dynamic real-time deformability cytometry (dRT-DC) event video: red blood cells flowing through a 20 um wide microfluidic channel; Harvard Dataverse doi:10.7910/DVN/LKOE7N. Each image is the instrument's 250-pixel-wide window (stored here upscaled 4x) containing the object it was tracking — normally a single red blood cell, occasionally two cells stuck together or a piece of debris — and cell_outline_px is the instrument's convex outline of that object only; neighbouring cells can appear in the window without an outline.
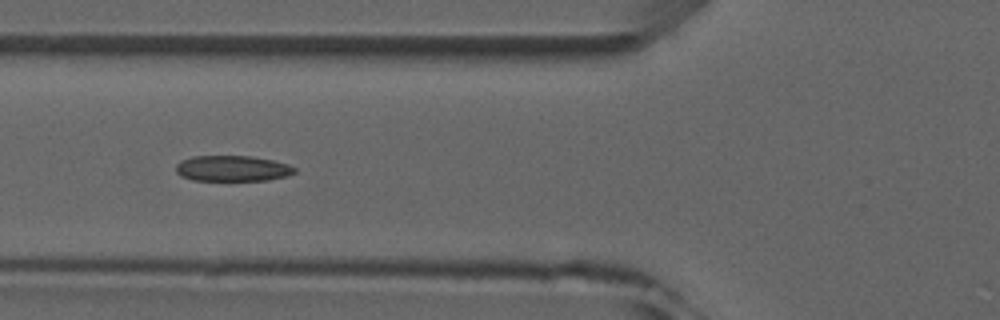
{"species": "common noctule bat (a hibernating species)", "species_latin": "Nyctalus noctula", "temperature_condition": "room temperature", "stored_images_in_passage": 6, "camera_frame_rate_fps": 3000, "um_per_image_px": 0.085, "animal": {"sex": "male", "forearm_length_mm": 52.5}, "frame": {"image": 1, "passage_image": 5, "time_ms": 5.333, "image_size_px": [1000, 320], "cell_outline_px": [[296, 172], [288, 176], [268, 180], [192, 180], [180, 176], [176, 172], [176, 164], [180, 160], [192, 156], [252, 156], [272, 160], [288, 164], [296, 168]], "centroid_in_image_um": [19.74, 14.31], "position_along_channel_um": 106.1, "area_um2": 17.92}}
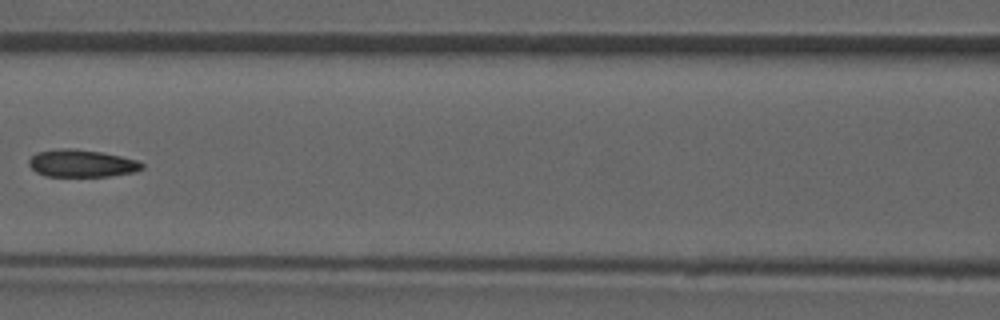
{"frame": {"image": 2, "passage_image": 6, "time_ms": 6.667, "image_size_px": [1000, 320], "cell_outline_px": [[144, 168], [136, 172], [108, 176], [44, 176], [36, 172], [28, 164], [28, 160], [36, 152], [64, 148], [72, 148], [100, 152], [120, 156], [136, 160], [144, 164]], "centroid_in_image_um": [6.94, 13.89], "position_along_channel_um": 159.7, "area_um2": 18.03}}